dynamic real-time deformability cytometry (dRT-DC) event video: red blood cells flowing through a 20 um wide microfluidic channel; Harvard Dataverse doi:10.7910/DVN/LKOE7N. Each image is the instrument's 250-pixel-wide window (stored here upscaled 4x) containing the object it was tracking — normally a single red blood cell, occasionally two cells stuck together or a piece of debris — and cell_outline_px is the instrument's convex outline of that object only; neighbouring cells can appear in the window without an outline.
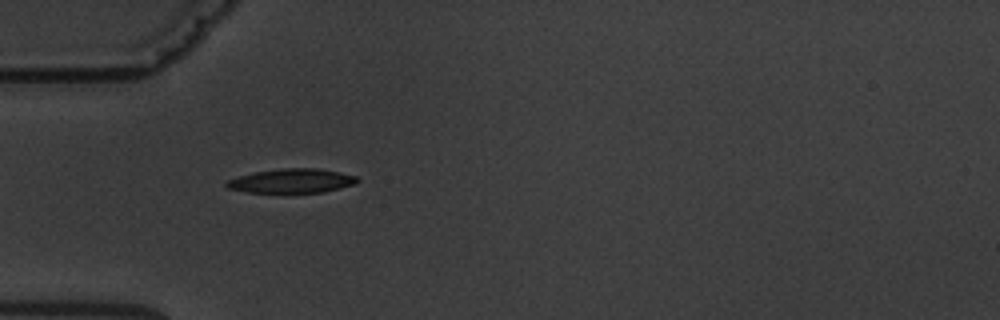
{"species": "common noctule bat (a hibernating species)", "species_latin": "Nyctalus noctula", "temperature_condition": "warm", "stored_images_in_passage": 3, "camera_frame_rate_fps": 3000, "um_per_image_px": 0.085, "animal": {"sex": "male", "body_mass_g": 19.5, "forearm_length_mm": 54.6}, "frame": {"image": 1, "passage_image": 1, "time_ms": 0.0, "image_size_px": [1000, 320], "cell_outline_px": [[360, 180], [356, 184], [324, 192], [248, 192], [228, 188], [224, 184], [228, 180], [240, 176], [256, 172], [284, 168], [316, 168], [340, 172], [356, 176]], "centroid_in_image_um": [24.85, 15.37], "position_along_channel_um": 60.1, "area_um2": 18.21}}
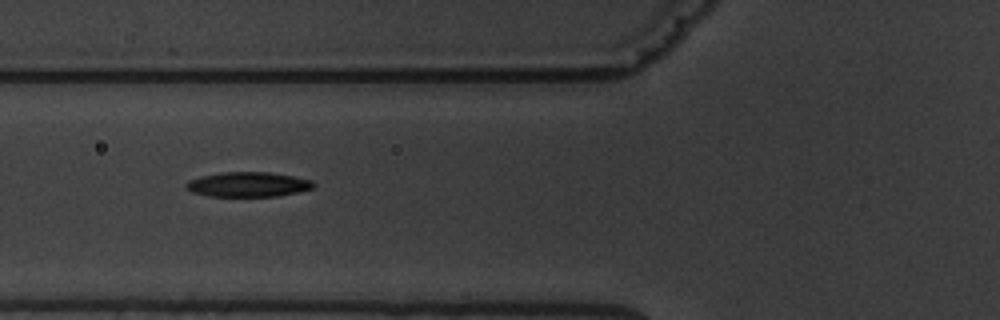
{"frame": {"image": 2, "passage_image": 2, "time_ms": 1.333, "image_size_px": [1000, 320], "cell_outline_px": [[316, 184], [312, 188], [296, 192], [276, 196], [208, 196], [192, 192], [184, 188], [184, 184], [188, 180], [200, 176], [220, 172], [268, 172], [292, 176], [312, 180]], "centroid_in_image_um": [21.02, 15.67], "position_along_channel_um": 104.8, "area_um2": 18.44}}
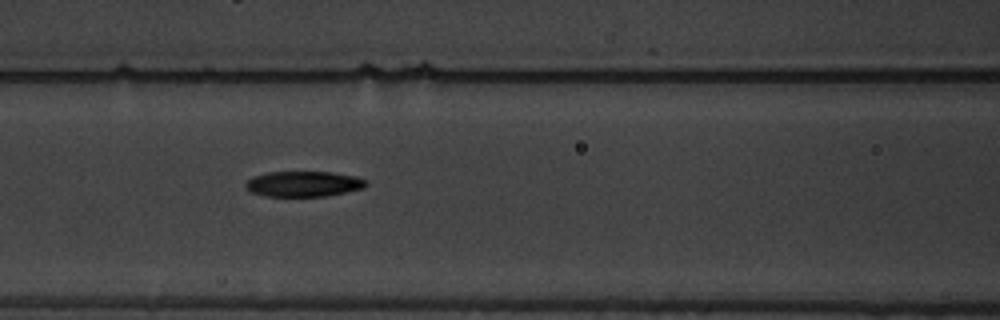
{"frame": {"image": 3, "passage_image": 3, "time_ms": 2.333, "image_size_px": [1000, 320], "cell_outline_px": [[368, 184], [364, 188], [328, 196], [264, 196], [252, 192], [244, 184], [252, 176], [268, 172], [332, 172], [356, 176], [368, 180]], "centroid_in_image_um": [25.84, 15.63], "position_along_channel_um": 140.8, "area_um2": 17.98}}